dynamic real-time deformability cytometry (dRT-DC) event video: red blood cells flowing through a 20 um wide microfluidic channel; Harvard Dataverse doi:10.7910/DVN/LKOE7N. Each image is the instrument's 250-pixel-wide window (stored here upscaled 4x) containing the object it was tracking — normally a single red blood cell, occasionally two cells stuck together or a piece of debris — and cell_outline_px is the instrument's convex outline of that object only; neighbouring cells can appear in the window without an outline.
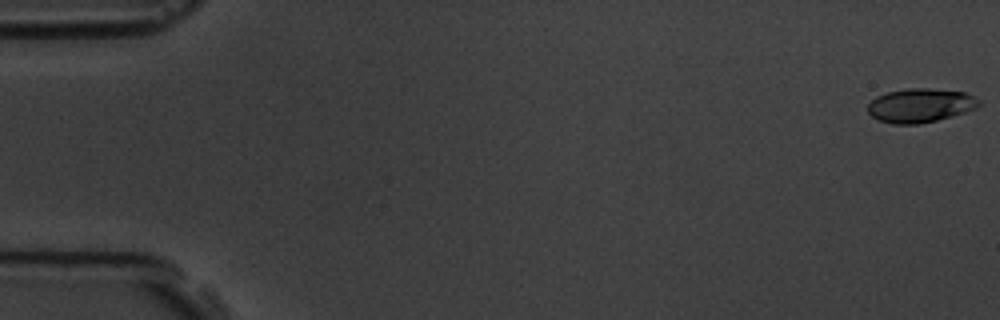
{"species": "common noctule bat (a hibernating species)", "species_latin": "Nyctalus noctula", "temperature_condition": "room temperature", "stored_images_in_passage": 57, "camera_frame_rate_fps": 3000, "um_per_image_px": 0.085, "animal": {"sex": "male", "body_mass_g": 19.5, "forearm_length_mm": 54.6}, "frame": {"image": 1, "passage_image": 1, "time_ms": 0.0, "image_size_px": [1000, 320], "cell_outline_px": [[980, 104], [976, 108], [964, 112], [936, 120], [920, 124], [892, 124], [880, 120], [872, 116], [868, 112], [868, 104], [876, 96], [888, 92], [908, 88], [928, 88], [964, 92], [980, 100]], "centroid_in_image_um": [78.21, 8.96], "position_along_channel_um": 6.8, "area_um2": 21.79}}
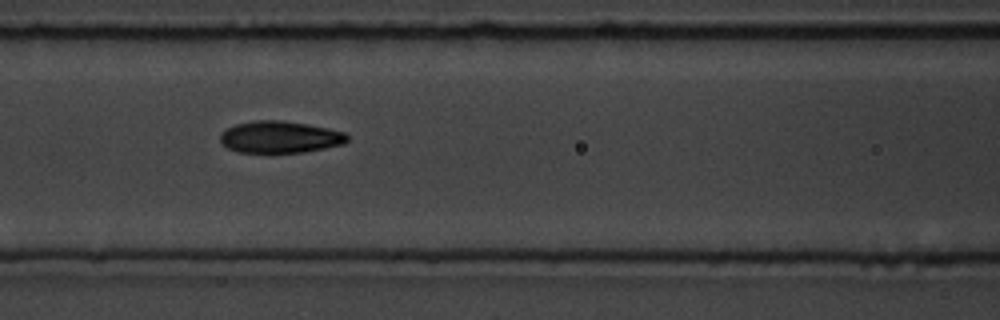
{"frame": {"image": 2, "passage_image": 25, "time_ms": 8.0, "image_size_px": [1000, 320], "cell_outline_px": [[348, 140], [344, 144], [304, 152], [236, 152], [228, 148], [220, 140], [220, 132], [236, 124], [256, 120], [280, 120], [308, 124], [328, 128], [344, 132], [348, 136]], "centroid_in_image_um": [23.8, 11.64], "position_along_channel_um": 142.8, "area_um2": 23.52}}
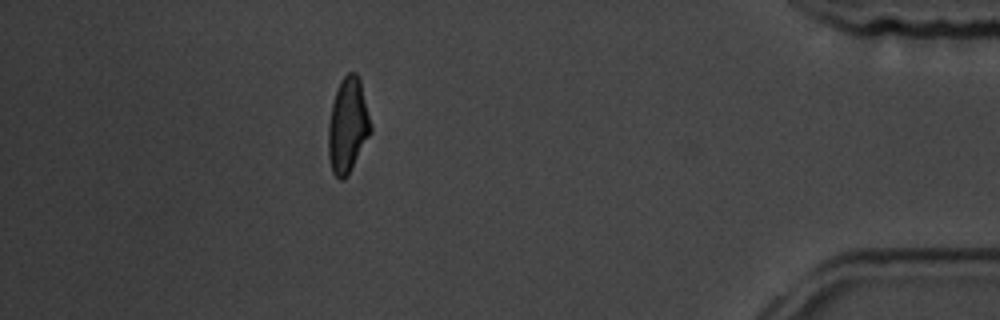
{"frame": {"image": 3, "passage_image": 51, "time_ms": 16.667, "image_size_px": [1000, 320], "cell_outline_px": [[372, 132], [348, 176], [344, 180], [340, 180], [332, 172], [328, 156], [328, 124], [332, 104], [336, 88], [340, 80], [348, 72], [356, 72], [360, 80], [372, 124]], "centroid_in_image_um": [29.56, 10.68], "position_along_channel_um": 405.6, "area_um2": 23.87}, "authors_computed_cell_mechanics": {"area_um2": 23.2934, "velocity_mm_per_s": 3.6033, "shape_relaxation_time_tau1_ms": 4.3132, "shape_relaxation_time_tau2_ms": 1.8759, "deformation_change_tau1": 0.1627, "deformation_change_tau2": 0.0689}}